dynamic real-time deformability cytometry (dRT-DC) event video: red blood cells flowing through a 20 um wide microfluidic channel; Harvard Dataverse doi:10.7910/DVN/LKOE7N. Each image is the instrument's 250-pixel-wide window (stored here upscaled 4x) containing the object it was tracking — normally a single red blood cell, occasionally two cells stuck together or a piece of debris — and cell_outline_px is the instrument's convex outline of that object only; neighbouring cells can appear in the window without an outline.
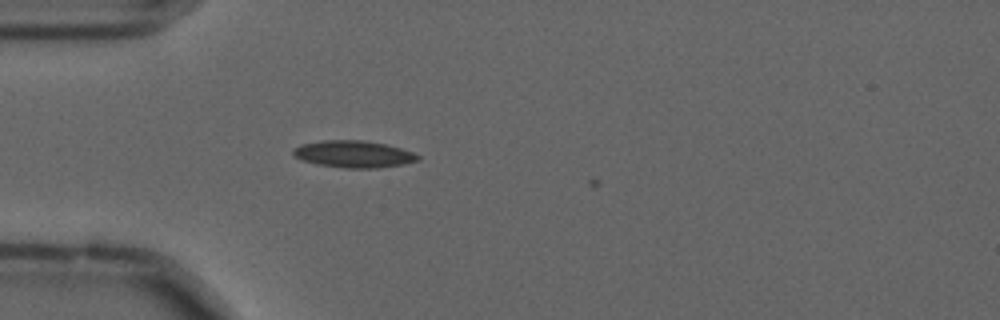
{"species": "common noctule bat (a hibernating species)", "species_latin": "Nyctalus noctula", "temperature_condition": "cold", "stored_images_in_passage": 8, "camera_frame_rate_fps": 3000, "um_per_image_px": 0.085, "animal": {"sex": "male", "forearm_length_mm": 52.5}, "frame": {"image": 1, "passage_image": 3, "time_ms": 0.667, "image_size_px": [1000, 320], "cell_outline_px": [[420, 160], [404, 164], [376, 168], [348, 168], [316, 164], [292, 156], [292, 148], [300, 144], [324, 140], [364, 140], [384, 144], [400, 148], [412, 152], [420, 156]], "centroid_in_image_um": [30.03, 13.09], "position_along_channel_um": 55.0, "area_um2": 19.59}}
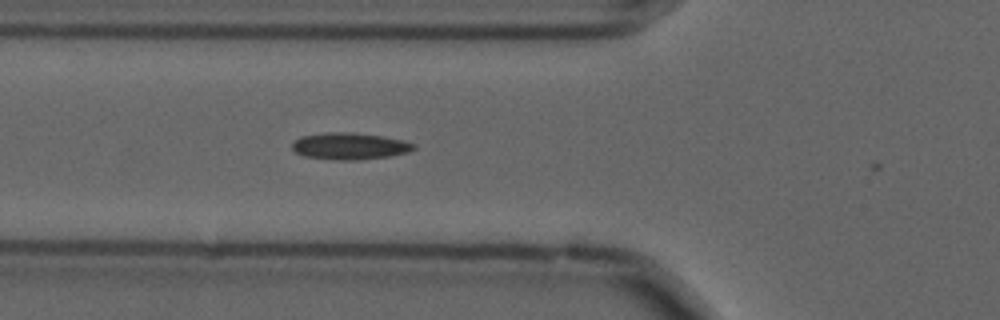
{"frame": {"image": 2, "passage_image": 7, "time_ms": 2.0, "image_size_px": [1000, 320], "cell_outline_px": [[416, 148], [408, 152], [388, 156], [356, 160], [340, 160], [304, 156], [296, 152], [292, 148], [292, 144], [300, 136], [324, 132], [352, 132], [384, 136], [404, 140], [416, 144]], "centroid_in_image_um": [29.74, 12.4], "position_along_channel_um": 96.1, "area_um2": 19.02}}